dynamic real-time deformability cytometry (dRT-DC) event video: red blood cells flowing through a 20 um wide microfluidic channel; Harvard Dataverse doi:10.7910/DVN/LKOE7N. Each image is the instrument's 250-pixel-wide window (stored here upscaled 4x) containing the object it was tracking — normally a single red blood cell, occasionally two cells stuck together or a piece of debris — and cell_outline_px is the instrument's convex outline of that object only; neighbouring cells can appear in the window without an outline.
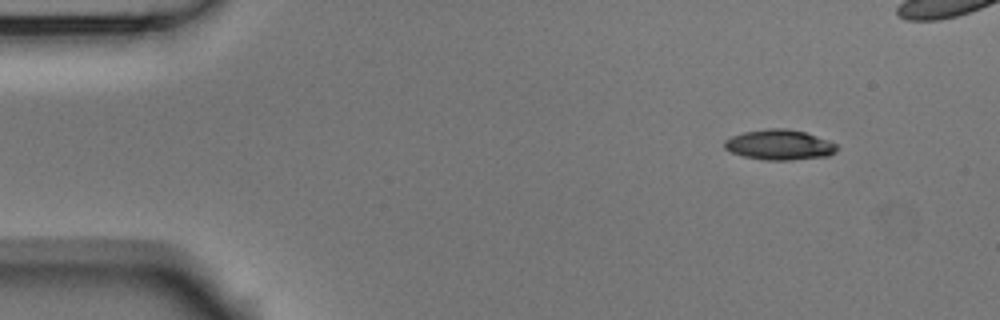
{"species": "Egyptian fruit bat (a non-hibernating species)", "species_latin": "Rousettus aegyptiacus", "temperature_condition": "room temperature", "stored_images_in_passage": 6, "camera_frame_rate_fps": 3000, "um_per_image_px": 0.085, "animal": {"sex": "male"}, "frame": {"image": 1, "passage_image": 1, "time_ms": 0.0, "image_size_px": [1000, 320], "cell_outline_px": [[840, 148], [836, 152], [828, 156], [792, 160], [764, 160], [744, 156], [732, 152], [724, 148], [724, 140], [732, 136], [744, 132], [768, 128], [784, 128], [804, 132], [828, 140], [836, 144]], "centroid_in_image_um": [66.27, 12.31], "position_along_channel_um": 18.7, "area_um2": 19.83}}
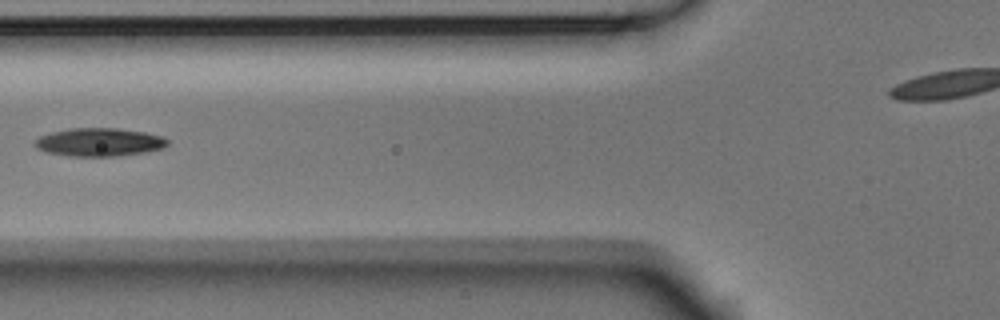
{"frame": {"image": 2, "passage_image": 5, "time_ms": 1.333, "image_size_px": [1000, 320], "cell_outline_px": [[168, 144], [164, 148], [144, 152], [120, 156], [68, 156], [48, 152], [36, 148], [32, 144], [40, 136], [52, 132], [68, 128], [116, 128], [144, 132], [160, 136], [168, 140]], "centroid_in_image_um": [8.42, 12.08], "position_along_channel_um": 117.4, "area_um2": 21.79}}
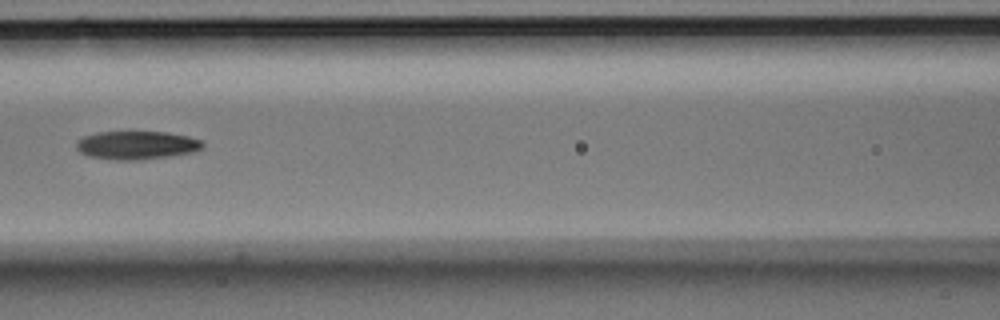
{"frame": {"image": 3, "passage_image": 6, "time_ms": 1.667, "image_size_px": [1000, 320], "cell_outline_px": [[204, 144], [200, 148], [192, 152], [136, 160], [116, 160], [88, 156], [80, 152], [76, 148], [76, 140], [84, 136], [96, 132], [168, 132], [188, 136], [200, 140]], "centroid_in_image_um": [11.55, 12.33], "position_along_channel_um": 155.1, "area_um2": 20.63}}